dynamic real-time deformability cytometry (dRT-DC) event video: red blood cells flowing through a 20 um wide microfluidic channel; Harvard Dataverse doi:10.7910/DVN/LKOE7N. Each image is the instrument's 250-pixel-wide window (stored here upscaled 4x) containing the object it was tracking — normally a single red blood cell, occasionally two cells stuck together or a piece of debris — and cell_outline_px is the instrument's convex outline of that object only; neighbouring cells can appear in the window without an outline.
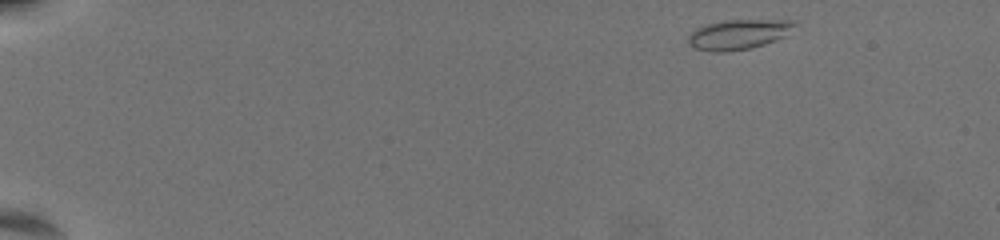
{"species": "common noctule bat (a hibernating species)", "species_latin": "Nyctalus noctula", "temperature_condition": "warm", "stored_images_in_passage": 54, "camera_frame_rate_fps": 3000, "um_per_image_px": 0.085, "animal": {"sex": "female", "body_mass_g": 19.5, "forearm_length_mm": 54.1}, "frame": {"image": 1, "passage_image": 1, "time_ms": 0.0, "image_size_px": [1000, 240], "cell_outline_px": [[796, 24], [788, 36], [752, 48], [728, 52], [712, 52], [696, 48], [688, 44], [688, 36], [696, 28], [708, 24], [724, 20], [796, 20]], "centroid_in_image_um": [62.81, 2.93], "position_along_channel_um": 22.2, "area_um2": 18.73}}
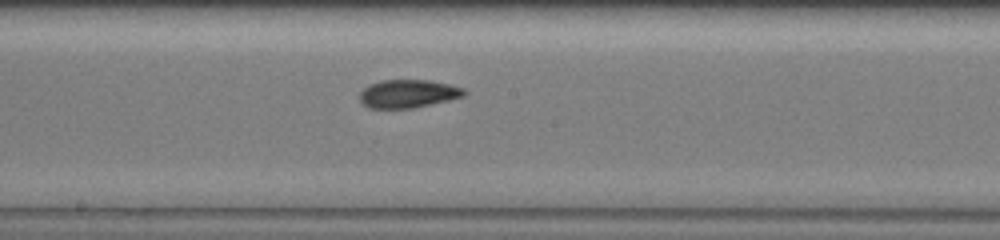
{"frame": {"image": 2, "passage_image": 29, "time_ms": 9.333, "image_size_px": [1000, 240], "cell_outline_px": [[468, 92], [464, 96], [448, 100], [412, 108], [368, 108], [360, 100], [360, 92], [368, 84], [384, 80], [428, 80], [448, 84], [464, 88]], "centroid_in_image_um": [34.69, 7.96], "position_along_channel_um": 213.5, "area_um2": 17.05}}
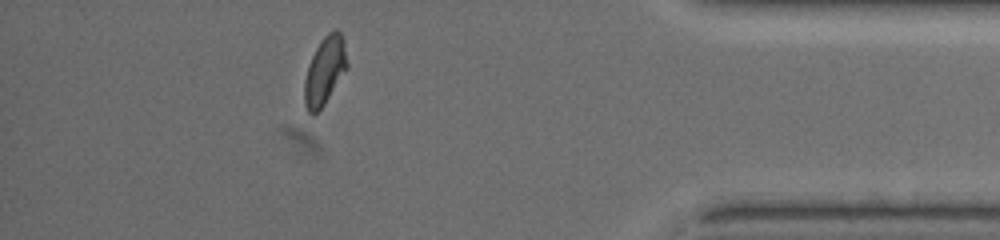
{"frame": {"image": 3, "passage_image": 48, "time_ms": 15.667, "image_size_px": [1000, 240], "cell_outline_px": [[348, 68], [324, 104], [312, 116], [308, 112], [304, 104], [304, 80], [308, 64], [320, 40], [328, 32], [336, 28], [340, 32], [344, 40], [348, 64]], "centroid_in_image_um": [27.61, 5.99], "position_along_channel_um": 407.6, "area_um2": 17.05}, "authors_computed_cell_mechanics": {"area_um2": 16.762, "velocity_mm_per_s": 3.5702, "shape_relaxation_time_tau1_ms": 8.3947, "shape_relaxation_time_tau2_ms": 2.4821, "deformation_change_tau1": 0.1874, "deformation_change_tau2": 0.0706}}